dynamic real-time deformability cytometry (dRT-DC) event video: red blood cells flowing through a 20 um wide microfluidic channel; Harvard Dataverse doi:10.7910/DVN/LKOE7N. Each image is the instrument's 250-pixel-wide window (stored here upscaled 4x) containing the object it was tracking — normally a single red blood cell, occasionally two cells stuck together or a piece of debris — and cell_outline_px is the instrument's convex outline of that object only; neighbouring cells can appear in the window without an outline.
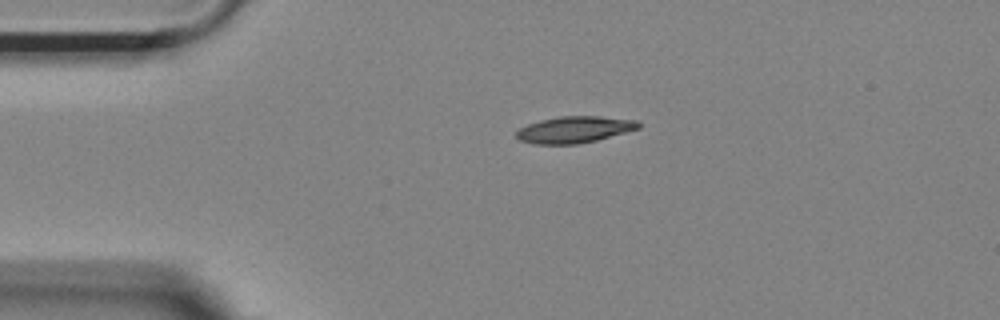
{"species": "Egyptian fruit bat (a non-hibernating species)", "species_latin": "Rousettus aegyptiacus", "temperature_condition": "room temperature", "stored_images_in_passage": 43, "camera_frame_rate_fps": 3000, "um_per_image_px": 0.085, "animal": {"sex": "female"}, "frame": {"image": 1, "passage_image": 1, "time_ms": 0.0, "image_size_px": [1000, 320], "cell_outline_px": [[640, 128], [596, 140], [576, 144], [536, 144], [520, 140], [516, 136], [516, 132], [520, 128], [528, 124], [540, 120], [560, 116], [600, 116], [636, 120], [640, 124]], "centroid_in_image_um": [48.82, 11.01], "position_along_channel_um": 36.2, "area_um2": 18.73}}
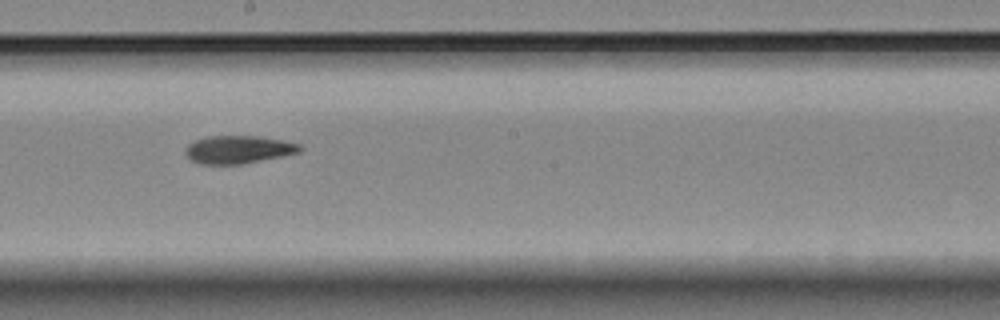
{"frame": {"image": 2, "passage_image": 19, "time_ms": 6.0, "image_size_px": [1000, 320], "cell_outline_px": [[304, 148], [300, 152], [244, 164], [200, 164], [192, 160], [184, 152], [184, 148], [188, 144], [196, 140], [208, 136], [256, 136], [280, 140], [300, 144]], "centroid_in_image_um": [20.25, 12.71], "position_along_channel_um": 228.0, "area_um2": 18.55}}
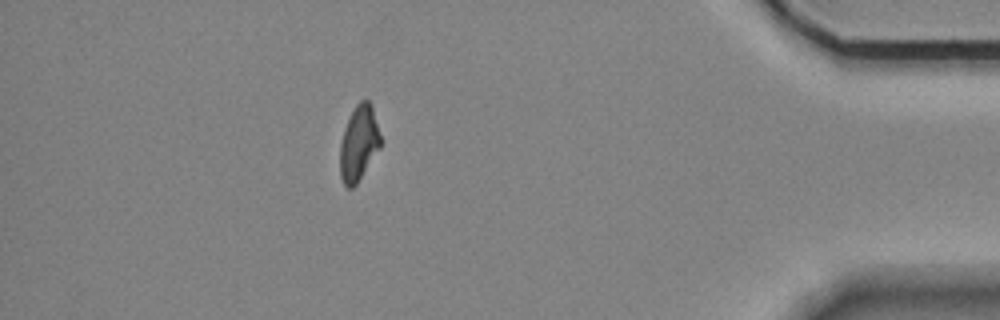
{"frame": {"image": 3, "passage_image": 37, "time_ms": 12.0, "image_size_px": [1000, 320], "cell_outline_px": [[380, 148], [356, 184], [352, 188], [348, 188], [344, 184], [340, 176], [340, 144], [344, 128], [356, 104], [360, 100], [368, 100], [372, 104], [380, 136]], "centroid_in_image_um": [30.49, 12.17], "position_along_channel_um": 404.7, "area_um2": 17.57}}